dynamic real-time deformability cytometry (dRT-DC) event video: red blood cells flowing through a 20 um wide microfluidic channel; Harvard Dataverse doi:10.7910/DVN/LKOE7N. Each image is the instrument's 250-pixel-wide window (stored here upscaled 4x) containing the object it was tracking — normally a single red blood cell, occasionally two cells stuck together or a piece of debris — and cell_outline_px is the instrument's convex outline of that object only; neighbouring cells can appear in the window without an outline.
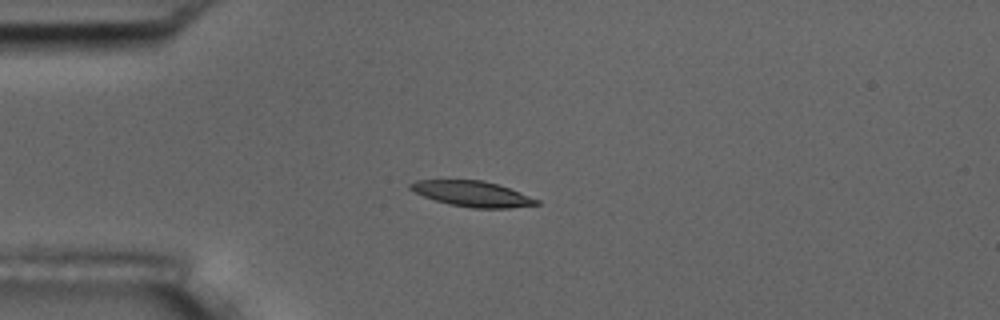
{"species": "common noctule bat (a hibernating species)", "species_latin": "Nyctalus noctula", "temperature_condition": "room temperature", "stored_images_in_passage": 6, "camera_frame_rate_fps": 3000, "um_per_image_px": 0.085, "animal": {"sex": "male", "body_mass_g": 17.5, "forearm_length_mm": 52.3}, "frame": {"image": 1, "passage_image": 4, "time_ms": 3.333, "image_size_px": [1000, 320], "cell_outline_px": [[540, 204], [508, 208], [472, 208], [448, 204], [424, 196], [408, 188], [408, 184], [416, 180], [484, 180], [520, 192], [540, 200]], "centroid_in_image_um": [40.14, 16.47], "position_along_channel_um": 44.9, "area_um2": 18.67}}